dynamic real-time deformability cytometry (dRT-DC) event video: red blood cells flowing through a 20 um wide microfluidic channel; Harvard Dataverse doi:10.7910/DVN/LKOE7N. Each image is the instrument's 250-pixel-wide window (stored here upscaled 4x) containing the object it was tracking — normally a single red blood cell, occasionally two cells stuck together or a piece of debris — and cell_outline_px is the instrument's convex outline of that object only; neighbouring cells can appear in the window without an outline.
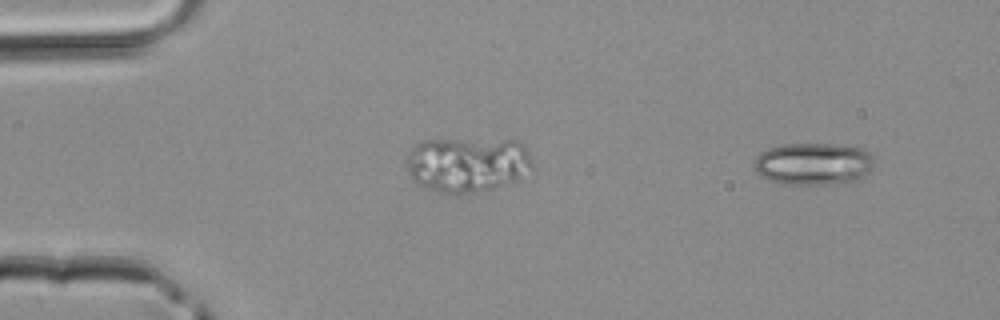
{"species": "common noctule bat (a hibernating species)", "species_latin": "Nyctalus noctula", "temperature_condition": "room temperature", "stored_images_in_passage": 42, "camera_frame_rate_fps": 3000, "um_per_image_px": 0.085, "animal": {"sex": "male", "body_mass_g": 20.4}, "frame": {"image": 1, "passage_image": 2, "time_ms": 0.333, "image_size_px": [1000, 320], "cell_outline_px": [[872, 168], [868, 172], [856, 180], [848, 184], [784, 184], [768, 180], [756, 172], [752, 168], [752, 160], [760, 152], [768, 148], [784, 144], [836, 144], [864, 148], [872, 156]], "centroid_in_image_um": [69.09, 13.93], "position_along_channel_um": 15.9, "area_um2": 30.0}}
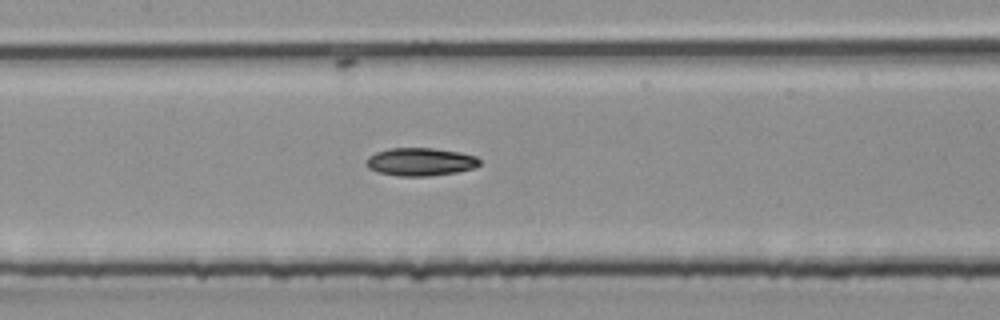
{"frame": {"image": 2, "passage_image": 19, "time_ms": 6.0, "image_size_px": [1000, 320], "cell_outline_px": [[480, 164], [476, 168], [456, 172], [428, 176], [396, 176], [380, 172], [368, 168], [364, 164], [364, 160], [368, 156], [376, 152], [388, 148], [432, 148], [460, 152], [476, 156], [480, 160]], "centroid_in_image_um": [35.71, 13.75], "position_along_channel_um": 171.7, "area_um2": 18.67}}
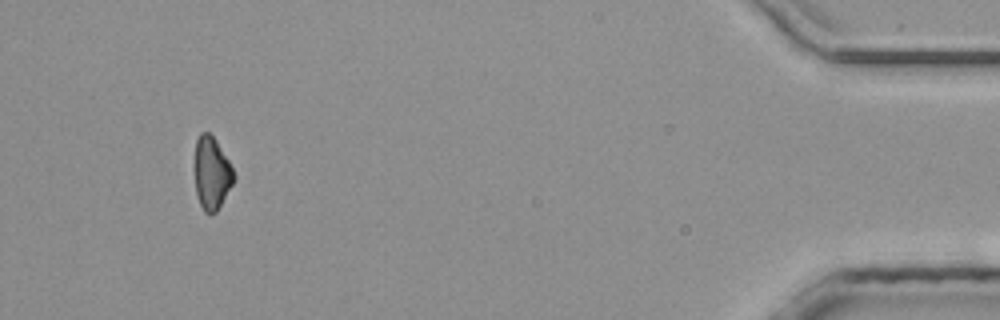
{"frame": {"image": 3, "passage_image": 39, "time_ms": 12.667, "image_size_px": [1000, 320], "cell_outline_px": [[236, 180], [216, 212], [204, 212], [200, 204], [196, 192], [192, 168], [192, 164], [196, 140], [200, 132], [208, 132], [216, 140], [228, 160], [236, 176]], "centroid_in_image_um": [17.96, 14.69], "position_along_channel_um": 417.2, "area_um2": 17.11}}